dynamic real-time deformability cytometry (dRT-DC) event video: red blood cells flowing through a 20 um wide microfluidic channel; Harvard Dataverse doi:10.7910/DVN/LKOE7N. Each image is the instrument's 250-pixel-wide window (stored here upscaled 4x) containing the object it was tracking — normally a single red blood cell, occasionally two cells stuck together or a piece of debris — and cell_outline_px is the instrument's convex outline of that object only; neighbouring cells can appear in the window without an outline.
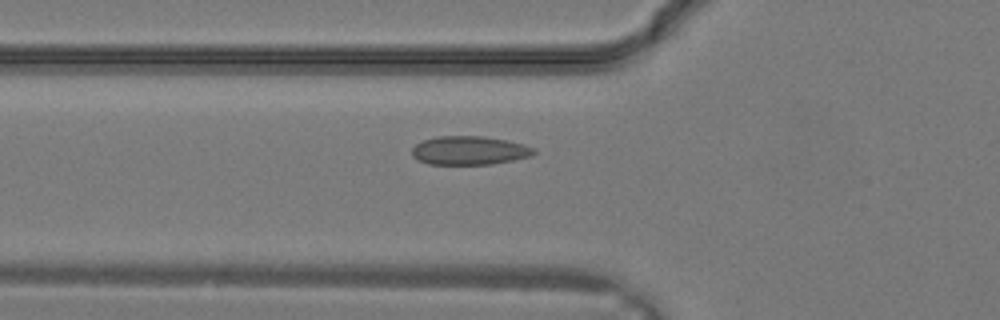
{"species": "common noctule bat (a hibernating species)", "species_latin": "Nyctalus noctula", "temperature_condition": "warm", "stored_images_in_passage": 31, "camera_frame_rate_fps": 3000, "um_per_image_px": 0.085, "animal": {"sex": "male", "body_mass_g": 19.2, "forearm_length_mm": 51.8}, "frame": {"image": 1, "passage_image": 11, "time_ms": 3.333, "image_size_px": [1000, 320], "cell_outline_px": [[536, 152], [532, 156], [492, 164], [428, 164], [416, 160], [412, 156], [412, 148], [416, 144], [424, 140], [436, 136], [484, 136], [508, 140], [524, 144], [536, 148]], "centroid_in_image_um": [39.91, 12.79], "position_along_channel_um": 85.9, "area_um2": 20.58}}
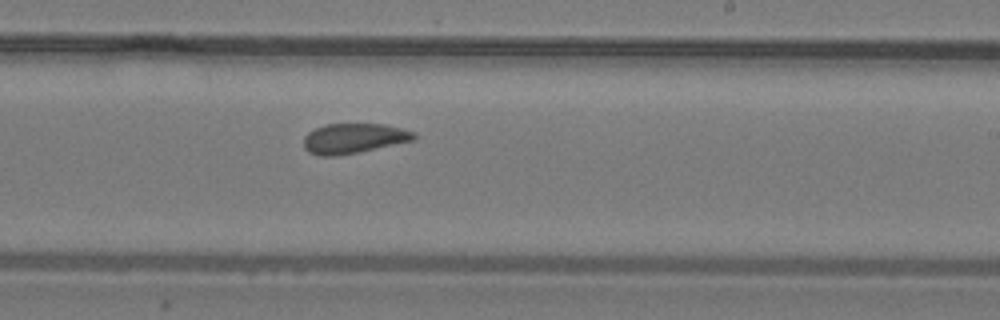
{"frame": {"image": 2, "passage_image": 19, "time_ms": 6.0, "image_size_px": [1000, 320], "cell_outline_px": [[416, 140], [356, 152], [332, 156], [320, 156], [308, 152], [304, 148], [304, 136], [308, 132], [324, 124], [384, 124], [404, 128], [416, 132]], "centroid_in_image_um": [30.09, 11.75], "position_along_channel_um": 258.9, "area_um2": 19.31}}
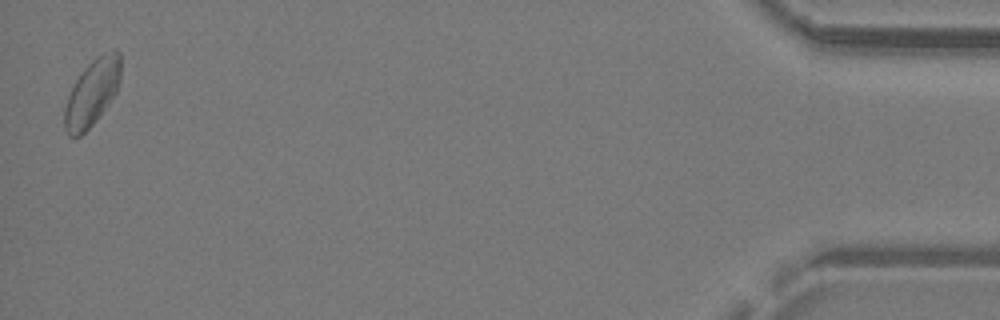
{"frame": {"image": 3, "passage_image": 31, "time_ms": 10.0, "image_size_px": [1000, 320], "cell_outline_px": [[120, 80], [116, 92], [108, 104], [96, 120], [80, 136], [68, 136], [64, 128], [64, 108], [68, 96], [76, 80], [84, 68], [96, 56], [104, 52], [120, 52]], "centroid_in_image_um": [7.81, 7.89], "position_along_channel_um": 427.4, "area_um2": 21.44}}